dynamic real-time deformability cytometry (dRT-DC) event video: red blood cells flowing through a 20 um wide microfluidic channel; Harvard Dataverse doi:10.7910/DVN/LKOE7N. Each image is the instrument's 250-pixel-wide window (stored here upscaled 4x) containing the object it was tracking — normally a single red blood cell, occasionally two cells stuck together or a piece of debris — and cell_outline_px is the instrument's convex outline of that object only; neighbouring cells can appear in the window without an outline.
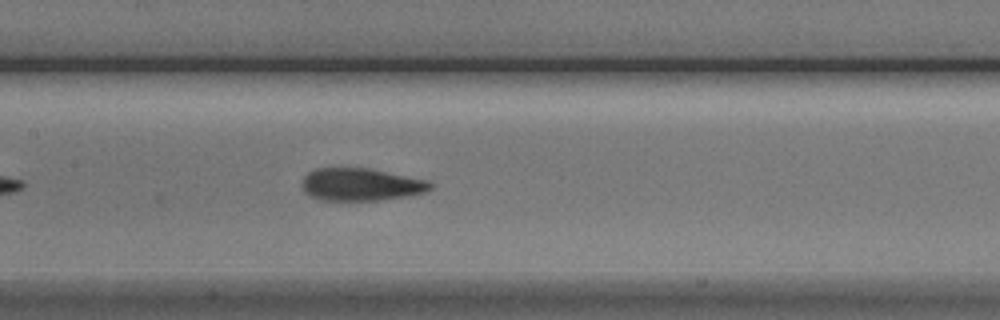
{"species": "Egyptian fruit bat (a non-hibernating species)", "species_latin": "Rousettus aegyptiacus", "temperature_condition": "cold", "stored_images_in_passage": 28, "camera_frame_rate_fps": 3000, "um_per_image_px": 0.085, "animal": {"sex": "male"}, "frame": {"image": 1, "passage_image": 13, "time_ms": 4.0, "image_size_px": [1000, 320], "cell_outline_px": [[432, 188], [424, 192], [408, 196], [380, 200], [320, 200], [308, 196], [304, 192], [300, 184], [304, 176], [308, 172], [316, 168], [368, 168], [428, 180], [432, 184]], "centroid_in_image_um": [30.63, 15.68], "position_along_channel_um": 176.8, "area_um2": 24.51}, "authors_computed_cell_mechanics": {"area_um2": 23.7269, "velocity_mm_per_s": 3.7563, "shape_relaxation_time_tau1_ms": 3.6844, "shape_relaxation_time_tau2_ms": 1.4187, "deformation_change_tau1": 0.1438, "deformation_change_tau2": 0.0666}}